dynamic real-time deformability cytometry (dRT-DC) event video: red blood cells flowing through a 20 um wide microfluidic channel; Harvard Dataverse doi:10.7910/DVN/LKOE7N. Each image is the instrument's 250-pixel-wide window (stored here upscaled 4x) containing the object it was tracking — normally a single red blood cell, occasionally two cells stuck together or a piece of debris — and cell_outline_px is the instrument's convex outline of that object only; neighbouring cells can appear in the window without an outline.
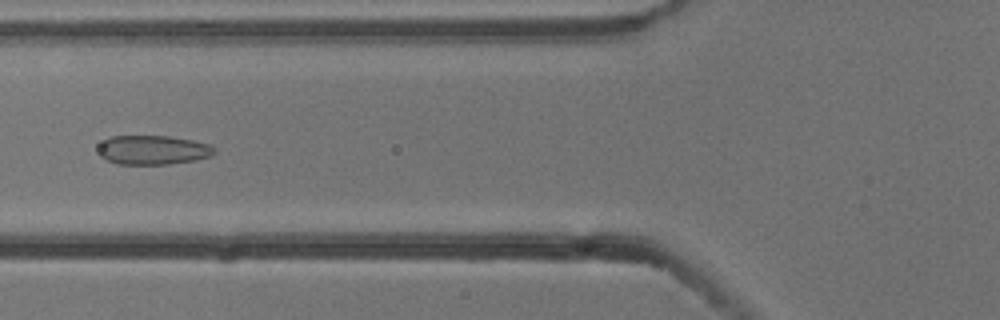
{"species": "common noctule bat (a hibernating species)", "species_latin": "Nyctalus noctula", "temperature_condition": "cold", "stored_images_in_passage": 5, "camera_frame_rate_fps": 3000, "um_per_image_px": 0.085, "animal": {"sex": "male", "body_mass_g": 13.3}, "frame": {"image": 1, "passage_image": 5, "time_ms": 1.333, "image_size_px": [1000, 320], "cell_outline_px": [[216, 152], [212, 156], [196, 160], [168, 164], [116, 164], [100, 156], [100, 144], [104, 140], [112, 136], [168, 136], [192, 140], [212, 144], [216, 148]], "centroid_in_image_um": [13.07, 12.75], "position_along_channel_um": 112.7, "area_um2": 19.83}}